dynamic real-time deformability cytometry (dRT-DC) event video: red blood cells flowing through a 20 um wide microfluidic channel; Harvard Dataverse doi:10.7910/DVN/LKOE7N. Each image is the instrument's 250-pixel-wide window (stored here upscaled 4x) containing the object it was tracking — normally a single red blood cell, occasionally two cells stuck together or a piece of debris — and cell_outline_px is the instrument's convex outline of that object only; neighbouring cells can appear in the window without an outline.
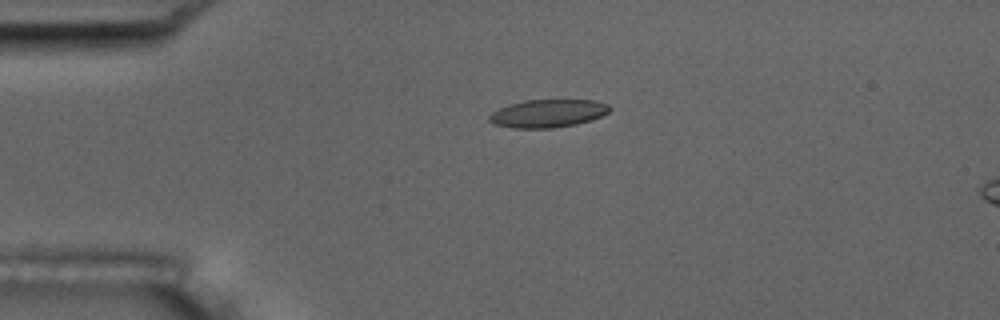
{"species": "common noctule bat (a hibernating species)", "species_latin": "Nyctalus noctula", "temperature_condition": "room temperature", "stored_images_in_passage": 7, "camera_frame_rate_fps": 3000, "um_per_image_px": 0.085, "animal": {"sex": "male", "body_mass_g": 17.5, "forearm_length_mm": 52.3}, "frame": {"image": 1, "passage_image": 5, "time_ms": 4.333, "image_size_px": [1000, 320], "cell_outline_px": [[612, 108], [608, 112], [592, 120], [576, 124], [552, 128], [512, 128], [492, 124], [488, 120], [488, 116], [492, 112], [508, 104], [524, 100], [596, 100], [608, 104]], "centroid_in_image_um": [46.55, 9.64], "position_along_channel_um": 38.5, "area_um2": 19.77}}